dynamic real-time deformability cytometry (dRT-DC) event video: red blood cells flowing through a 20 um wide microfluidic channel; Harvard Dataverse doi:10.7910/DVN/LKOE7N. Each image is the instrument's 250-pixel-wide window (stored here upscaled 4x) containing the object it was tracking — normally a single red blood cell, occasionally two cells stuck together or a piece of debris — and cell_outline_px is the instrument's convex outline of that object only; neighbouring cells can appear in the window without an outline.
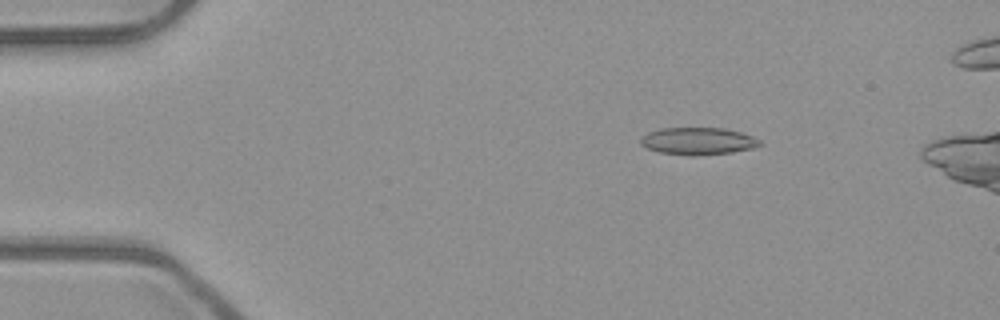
{"species": "common noctule bat (a hibernating species)", "species_latin": "Nyctalus noctula", "temperature_condition": "room temperature", "stored_images_in_passage": 5, "camera_frame_rate_fps": 3000, "um_per_image_px": 0.085, "animal": {"sex": "male", "body_mass_g": 23.1, "forearm_length_mm": 52.7}, "frame": {"image": 1, "passage_image": 3, "time_ms": 0.667, "image_size_px": [1000, 320], "cell_outline_px": [[764, 144], [752, 148], [732, 152], [696, 156], [692, 156], [660, 152], [648, 148], [640, 144], [640, 140], [648, 132], [660, 128], [724, 128], [740, 132], [752, 136], [760, 140]], "centroid_in_image_um": [59.35, 11.99], "position_along_channel_um": 25.6, "area_um2": 18.9}}